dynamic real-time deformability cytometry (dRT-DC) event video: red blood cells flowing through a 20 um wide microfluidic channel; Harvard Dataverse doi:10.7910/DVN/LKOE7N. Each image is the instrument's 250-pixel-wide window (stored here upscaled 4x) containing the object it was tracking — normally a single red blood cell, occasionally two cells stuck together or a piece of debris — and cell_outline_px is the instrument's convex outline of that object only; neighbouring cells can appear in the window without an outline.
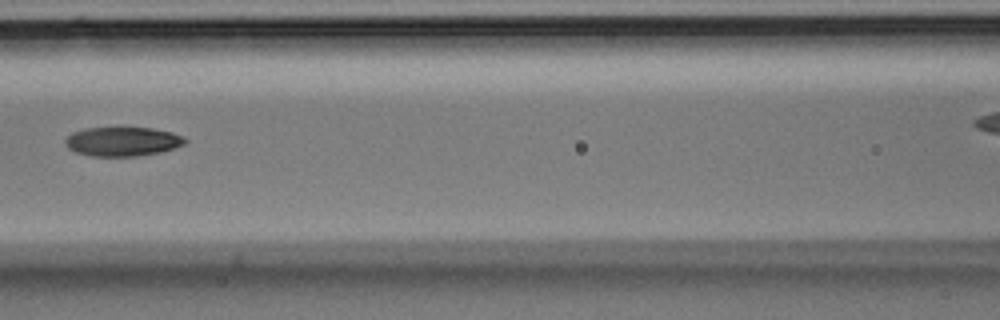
{"species": "Egyptian fruit bat (a non-hibernating species)", "species_latin": "Rousettus aegyptiacus", "temperature_condition": "room temperature", "stored_images_in_passage": 5, "segment_of_instrument_passage": [1, 2], "camera_frame_rate_fps": 3000, "um_per_image_px": 0.085, "animal": {"sex": "male"}, "frame": {"image": 1, "passage_image": 4, "time_ms": 1.0, "image_size_px": [1000, 320], "cell_outline_px": [[188, 140], [184, 144], [160, 152], [136, 156], [92, 156], [76, 152], [68, 148], [64, 144], [64, 140], [72, 132], [84, 128], [120, 124], [152, 128], [172, 132]], "centroid_in_image_um": [10.36, 11.97], "position_along_channel_um": 156.2, "area_um2": 21.21}}